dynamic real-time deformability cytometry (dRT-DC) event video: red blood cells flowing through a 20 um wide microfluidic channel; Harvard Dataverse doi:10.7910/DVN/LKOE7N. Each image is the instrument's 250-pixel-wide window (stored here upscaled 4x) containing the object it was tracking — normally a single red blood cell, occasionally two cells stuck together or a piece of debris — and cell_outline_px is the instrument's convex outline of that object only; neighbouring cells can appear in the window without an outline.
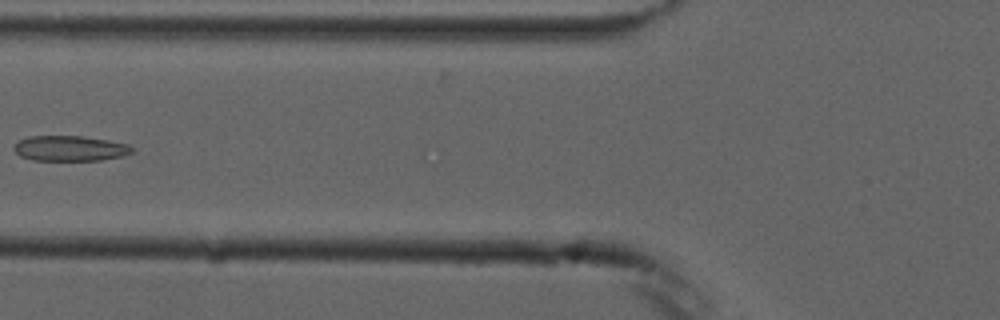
{"species": "common noctule bat (a hibernating species)", "species_latin": "Nyctalus noctula", "temperature_condition": "cold", "stored_images_in_passage": 6, "camera_frame_rate_fps": 3000, "um_per_image_px": 0.085, "animal": {"sex": "male", "forearm_length_mm": 52.5}, "frame": {"image": 1, "passage_image": 6, "time_ms": 5.667, "image_size_px": [1000, 320], "cell_outline_px": [[136, 148], [132, 152], [124, 156], [100, 160], [32, 160], [20, 156], [12, 148], [20, 140], [28, 136], [80, 136], [108, 140], [128, 144]], "centroid_in_image_um": [5.97, 12.61], "position_along_channel_um": 119.8, "area_um2": 17.46}}